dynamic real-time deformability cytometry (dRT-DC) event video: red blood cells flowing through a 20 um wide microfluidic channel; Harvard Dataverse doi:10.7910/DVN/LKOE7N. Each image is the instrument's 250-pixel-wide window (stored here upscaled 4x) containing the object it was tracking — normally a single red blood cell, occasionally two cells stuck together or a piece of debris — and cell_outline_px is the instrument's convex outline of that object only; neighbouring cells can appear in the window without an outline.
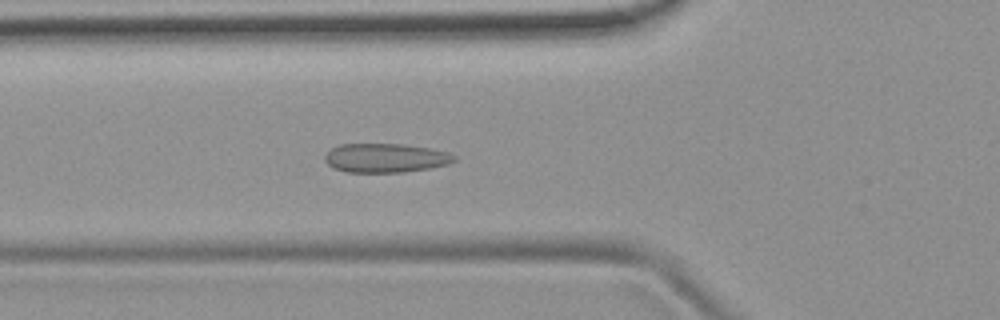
{"species": "common noctule bat (a hibernating species)", "species_latin": "Nyctalus noctula", "temperature_condition": "room temperature", "stored_images_in_passage": 43, "camera_frame_rate_fps": 3000, "um_per_image_px": 0.085, "animal": {"sex": "female", "body_mass_g": 19.9}, "frame": {"image": 1, "passage_image": 10, "time_ms": 3.0, "image_size_px": [1000, 320], "cell_outline_px": [[456, 160], [448, 164], [432, 168], [404, 172], [344, 172], [328, 164], [324, 160], [324, 156], [332, 148], [340, 144], [404, 144], [428, 148], [448, 152], [456, 156]], "centroid_in_image_um": [32.79, 13.43], "position_along_channel_um": 93.0, "area_um2": 21.91}}
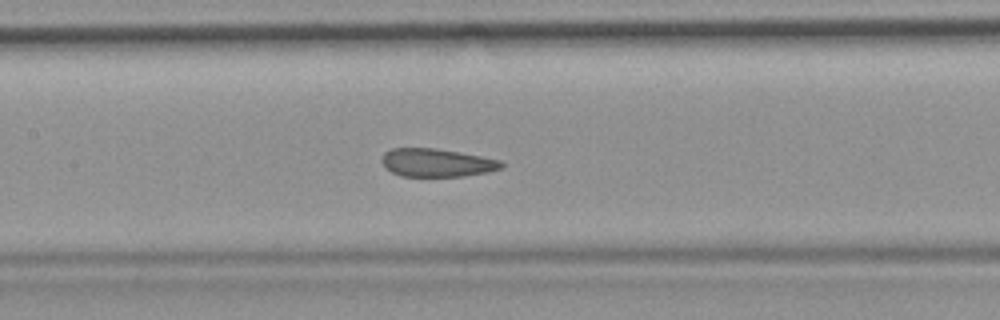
{"frame": {"image": 2, "passage_image": 16, "time_ms": 5.0, "image_size_px": [1000, 320], "cell_outline_px": [[504, 168], [488, 172], [464, 176], [400, 176], [384, 168], [380, 160], [384, 152], [392, 148], [436, 148], [460, 152], [500, 160], [504, 164]], "centroid_in_image_um": [37.1, 13.83], "position_along_channel_um": 170.3, "area_um2": 19.83}}
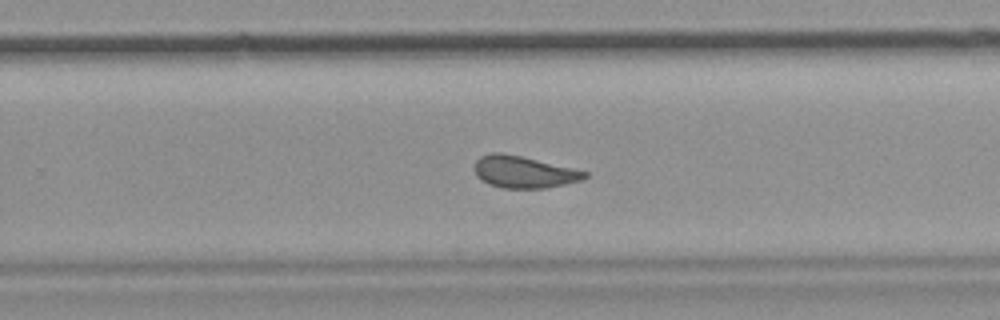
{"frame": {"image": 3, "passage_image": 25, "time_ms": 8.0, "image_size_px": [1000, 320], "cell_outline_px": [[588, 176], [580, 180], [564, 184], [544, 188], [504, 188], [488, 184], [476, 176], [476, 160], [480, 156], [492, 152], [500, 152], [520, 156], [572, 168], [588, 172]], "centroid_in_image_um": [44.5, 14.62], "position_along_channel_um": 285.3, "area_um2": 20.17}, "authors_computed_cell_mechanics": {"area_um2": 21.0392, "velocity_mm_per_s": 3.8409, "shape_relaxation_time_tau1_ms": null, "shape_relaxation_time_tau2_ms": 1.1117, "deformation_change_tau1": null, "deformation_change_tau2": 0.0641}}